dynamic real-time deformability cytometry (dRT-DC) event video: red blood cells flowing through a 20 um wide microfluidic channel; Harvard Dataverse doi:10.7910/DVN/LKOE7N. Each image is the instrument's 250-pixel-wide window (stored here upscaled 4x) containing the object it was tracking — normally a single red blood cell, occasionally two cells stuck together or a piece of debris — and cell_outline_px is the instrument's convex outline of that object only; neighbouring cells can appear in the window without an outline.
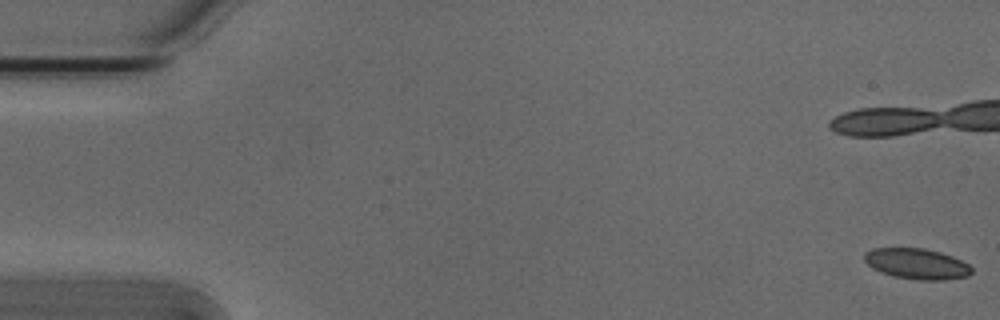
{"species": "Egyptian fruit bat (a non-hibernating species)", "species_latin": "Rousettus aegyptiacus", "temperature_condition": "cold", "stored_images_in_passage": 55, "camera_frame_rate_fps": 3000, "um_per_image_px": 0.085, "animal": {"sex": "male"}, "frame": {"image": 1, "passage_image": 1, "time_ms": 0.0, "image_size_px": [1000, 320], "cell_outline_px": [[972, 272], [968, 276], [944, 280], [916, 280], [896, 276], [880, 272], [872, 268], [864, 260], [864, 252], [872, 248], [924, 248], [940, 252], [952, 256], [968, 264], [972, 268]], "centroid_in_image_um": [77.91, 22.42], "position_along_channel_um": 7.1, "area_um2": 19.19}, "authors_computed_cell_mechanics": {"area_um2": 19.1318, "velocity_mm_per_s": 3.8107, "shape_relaxation_time_tau1_ms": 8.4571, "shape_relaxation_time_tau2_ms": 1.234, "deformation_change_tau1": 0.1432, "deformation_change_tau2": 0.0617}}